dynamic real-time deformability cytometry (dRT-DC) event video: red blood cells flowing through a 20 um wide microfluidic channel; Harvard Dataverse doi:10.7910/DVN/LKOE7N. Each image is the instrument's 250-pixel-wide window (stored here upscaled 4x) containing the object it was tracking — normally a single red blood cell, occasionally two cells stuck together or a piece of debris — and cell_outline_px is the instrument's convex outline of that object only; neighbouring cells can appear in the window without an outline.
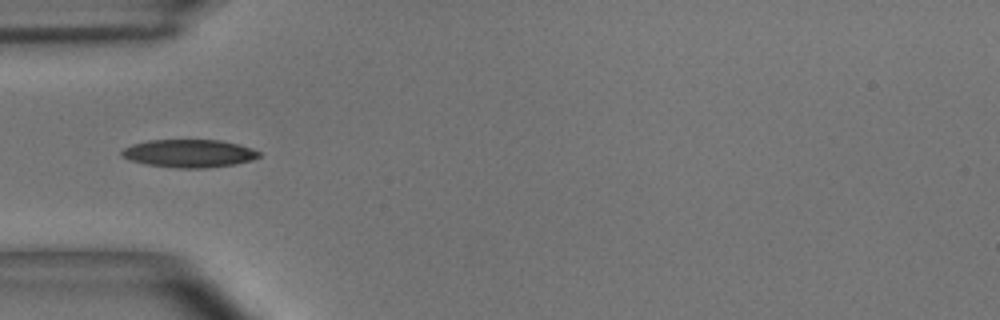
{"species": "common noctule bat (a hibernating species)", "species_latin": "Nyctalus noctula", "temperature_condition": "room temperature", "stored_images_in_passage": 38, "camera_frame_rate_fps": 3000, "um_per_image_px": 0.085, "animal": {"sex": "male", "body_mass_g": 15.6}, "frame": {"image": 1, "passage_image": 1, "time_ms": 0.0, "image_size_px": [1000, 320], "cell_outline_px": [[260, 156], [252, 160], [236, 164], [208, 168], [176, 168], [148, 164], [132, 160], [124, 156], [120, 152], [124, 148], [132, 144], [148, 140], [220, 140], [252, 148], [260, 152]], "centroid_in_image_um": [16.11, 13.04], "position_along_channel_um": 68.9, "area_um2": 22.2}}
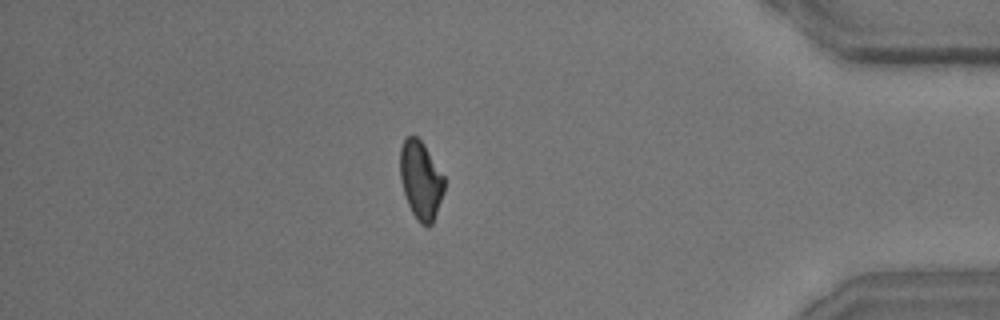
{"frame": {"image": 2, "passage_image": 31, "time_ms": 10.0, "image_size_px": [1000, 320], "cell_outline_px": [[444, 192], [432, 224], [428, 228], [420, 224], [416, 220], [408, 204], [404, 192], [400, 176], [400, 148], [404, 140], [408, 136], [416, 136], [424, 144], [444, 176]], "centroid_in_image_um": [35.77, 15.34], "position_along_channel_um": 399.4, "area_um2": 20.11}}
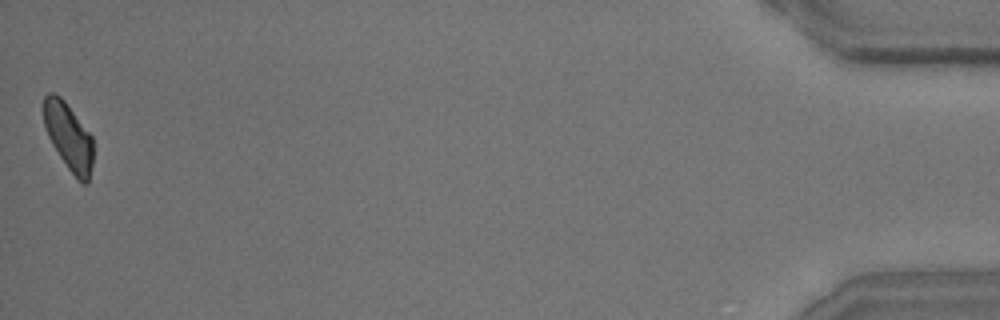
{"frame": {"image": 3, "passage_image": 38, "time_ms": 12.333, "image_size_px": [1000, 320], "cell_outline_px": [[92, 164], [88, 184], [84, 184], [76, 180], [52, 144], [48, 136], [44, 124], [44, 96], [48, 92], [52, 92], [60, 96], [64, 100], [92, 136]], "centroid_in_image_um": [5.83, 11.63], "position_along_channel_um": 429.4, "area_um2": 19.25}, "authors_computed_cell_mechanics": {"area_um2": 20.8369, "velocity_mm_per_s": 3.6671, "shape_relaxation_time_tau1_ms": 4.3787, "shape_relaxation_time_tau2_ms": 3.2418, "deformation_change_tau1": 0.1286, "deformation_change_tau2": 0.0852}}